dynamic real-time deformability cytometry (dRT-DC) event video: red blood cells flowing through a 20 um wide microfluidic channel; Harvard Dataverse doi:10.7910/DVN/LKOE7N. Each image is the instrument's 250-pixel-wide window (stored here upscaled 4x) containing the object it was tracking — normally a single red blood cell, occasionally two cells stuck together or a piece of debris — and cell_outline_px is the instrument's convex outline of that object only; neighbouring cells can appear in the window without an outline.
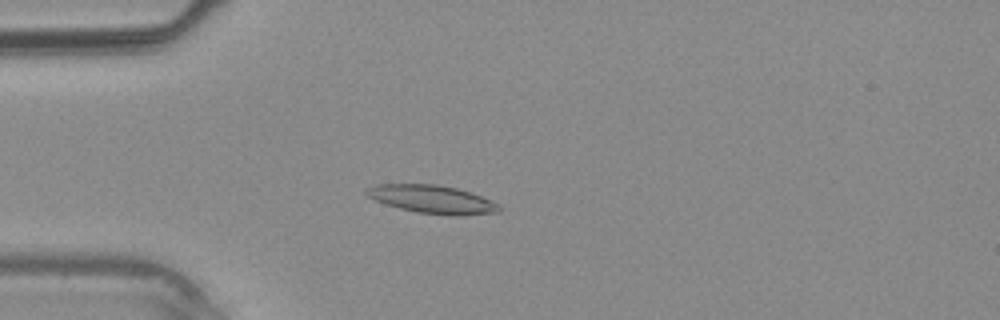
{"species": "common noctule bat (a hibernating species)", "species_latin": "Nyctalus noctula", "temperature_condition": "warm", "stored_images_in_passage": 21, "camera_frame_rate_fps": 3000, "um_per_image_px": 0.085, "animal": {"sex": "male", "body_mass_g": 20.4}, "frame": {"image": 1, "passage_image": 3, "time_ms": 0.667, "image_size_px": [1000, 320], "cell_outline_px": [[500, 212], [452, 216], [416, 212], [384, 204], [368, 196], [364, 192], [364, 188], [376, 184], [436, 184], [456, 188], [480, 196], [500, 204]], "centroid_in_image_um": [36.7, 16.94], "position_along_channel_um": 48.3, "area_um2": 21.73}}
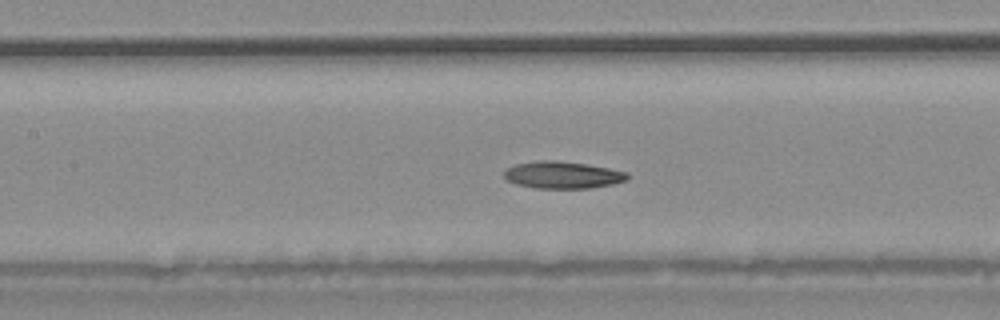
{"frame": {"image": 2, "passage_image": 10, "time_ms": 3.0, "image_size_px": [1000, 320], "cell_outline_px": [[628, 180], [612, 184], [592, 188], [536, 188], [516, 184], [508, 180], [504, 176], [504, 172], [508, 168], [516, 164], [540, 160], [556, 160], [584, 164], [608, 168], [628, 172]], "centroid_in_image_um": [47.84, 14.87], "position_along_channel_um": 159.6, "area_um2": 19.31}}
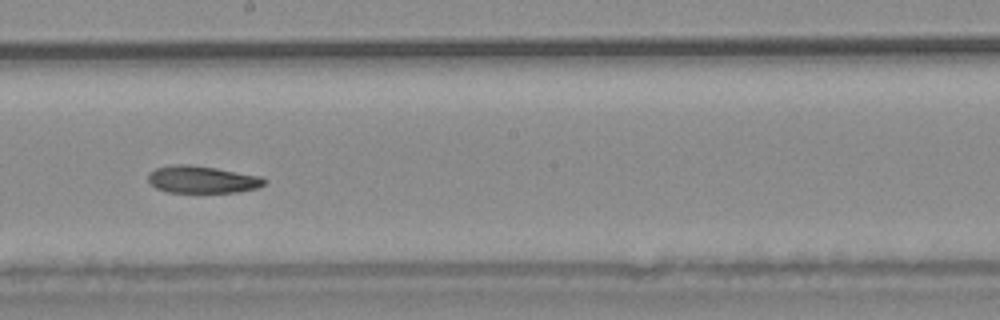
{"frame": {"image": 3, "passage_image": 14, "time_ms": 4.333, "image_size_px": [1000, 320], "cell_outline_px": [[264, 184], [256, 188], [236, 192], [168, 192], [156, 188], [148, 180], [148, 172], [156, 168], [176, 164], [188, 164], [216, 168], [260, 176], [264, 180]], "centroid_in_image_um": [17.13, 15.25], "position_along_channel_um": 231.1, "area_um2": 18.21}}